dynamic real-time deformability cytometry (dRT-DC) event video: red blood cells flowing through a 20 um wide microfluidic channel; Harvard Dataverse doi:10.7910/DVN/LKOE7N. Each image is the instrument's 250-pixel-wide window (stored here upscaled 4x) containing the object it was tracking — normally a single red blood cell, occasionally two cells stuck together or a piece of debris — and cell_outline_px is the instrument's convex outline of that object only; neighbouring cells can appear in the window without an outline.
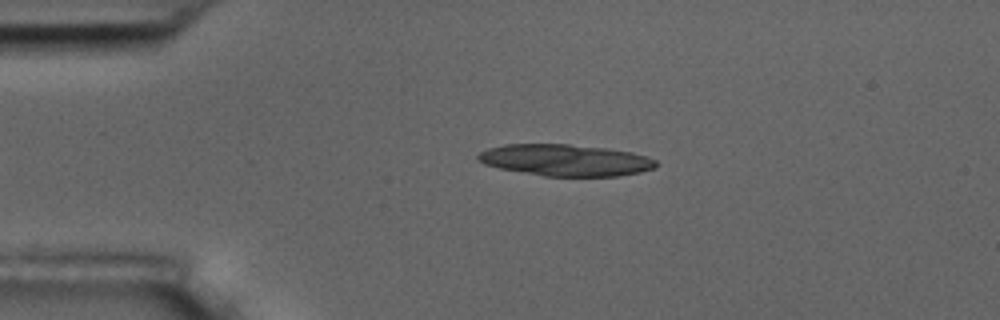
{"species": "common noctule bat (a hibernating species)", "species_latin": "Nyctalus noctula", "temperature_condition": "room temperature", "stored_images_in_passage": 5, "camera_frame_rate_fps": 3000, "um_per_image_px": 0.085, "animal": {"sex": "male", "body_mass_g": 17.5, "forearm_length_mm": 52.3}, "frame": {"image": 1, "passage_image": 5, "time_ms": 4.667, "image_size_px": [1000, 320], "cell_outline_px": [[660, 164], [656, 168], [640, 172], [620, 176], [544, 176], [500, 168], [484, 164], [476, 160], [476, 156], [480, 152], [488, 148], [504, 144], [568, 144], [608, 148], [632, 152], [656, 160]], "centroid_in_image_um": [48.08, 13.61], "position_along_channel_um": 36.9, "area_um2": 32.95}}